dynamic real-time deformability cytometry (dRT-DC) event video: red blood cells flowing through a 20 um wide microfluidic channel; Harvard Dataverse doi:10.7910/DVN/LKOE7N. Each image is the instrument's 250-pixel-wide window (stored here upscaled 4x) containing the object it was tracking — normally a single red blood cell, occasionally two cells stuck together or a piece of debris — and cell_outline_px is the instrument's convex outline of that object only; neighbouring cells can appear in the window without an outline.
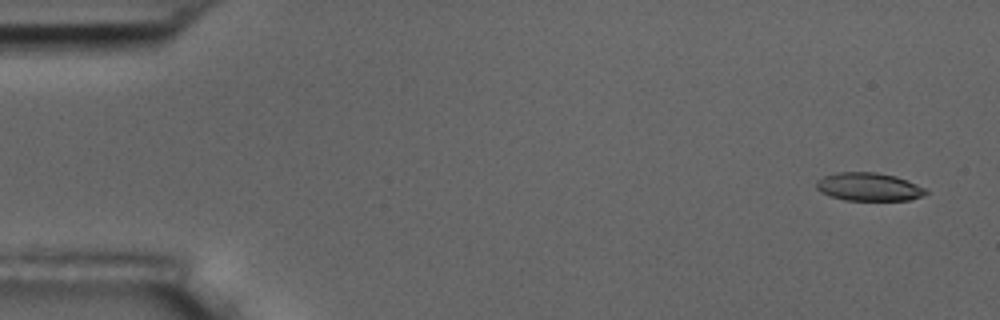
{"species": "common noctule bat (a hibernating species)", "species_latin": "Nyctalus noctula", "temperature_condition": "room temperature", "stored_images_in_passage": 5, "camera_frame_rate_fps": 3000, "um_per_image_px": 0.085, "animal": {"sex": "male", "body_mass_g": 17.5, "forearm_length_mm": 52.3}, "frame": {"image": 1, "passage_image": 1, "time_ms": 0.0, "image_size_px": [1000, 320], "cell_outline_px": [[928, 192], [924, 196], [908, 200], [844, 200], [828, 196], [816, 188], [816, 180], [824, 176], [836, 172], [876, 172], [896, 176], [916, 184], [924, 188]], "centroid_in_image_um": [73.82, 15.88], "position_along_channel_um": 11.2, "area_um2": 18.03}}
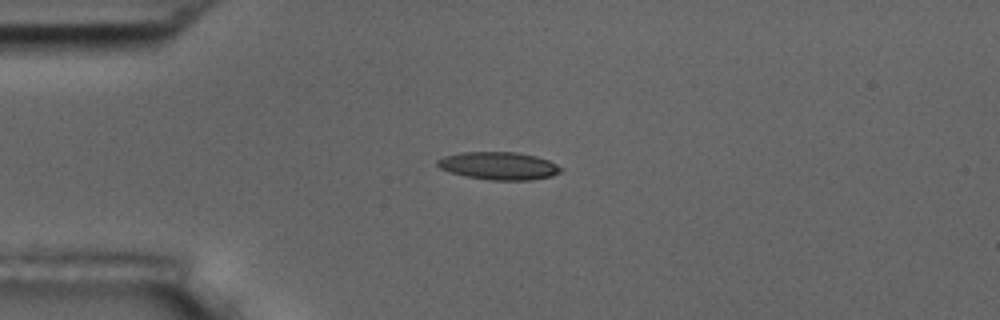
{"frame": {"image": 2, "passage_image": 4, "time_ms": 3.667, "image_size_px": [1000, 320], "cell_outline_px": [[564, 168], [560, 172], [552, 176], [528, 180], [488, 180], [448, 172], [440, 168], [436, 164], [436, 160], [444, 156], [460, 152], [516, 152], [536, 156], [548, 160]], "centroid_in_image_um": [42.38, 14.09], "position_along_channel_um": 42.6, "area_um2": 20.0}}